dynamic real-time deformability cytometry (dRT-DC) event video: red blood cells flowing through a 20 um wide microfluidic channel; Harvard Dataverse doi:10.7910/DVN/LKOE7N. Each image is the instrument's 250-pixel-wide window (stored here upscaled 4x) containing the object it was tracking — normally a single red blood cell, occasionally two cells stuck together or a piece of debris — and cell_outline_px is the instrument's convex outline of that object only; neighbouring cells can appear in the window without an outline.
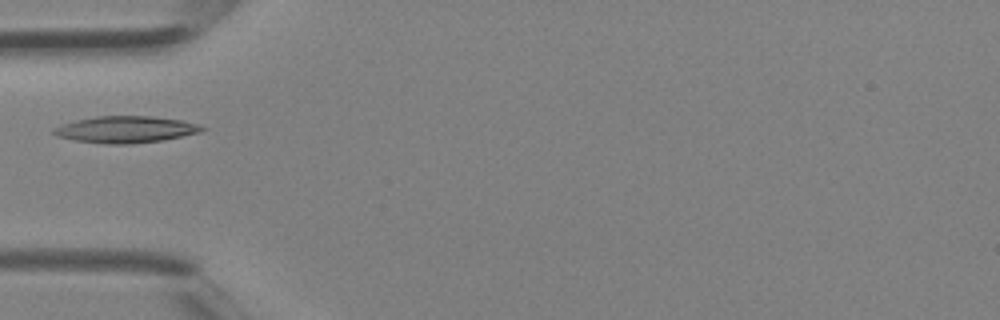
{"species": "Egyptian fruit bat (a non-hibernating species)", "species_latin": "Rousettus aegyptiacus", "temperature_condition": "room temperature", "stored_images_in_passage": 28, "camera_frame_rate_fps": 3000, "um_per_image_px": 0.085, "animal": {"sex": "female"}, "frame": {"image": 1, "passage_image": 1, "time_ms": 0.0, "image_size_px": [1000, 320], "cell_outline_px": [[204, 128], [200, 132], [160, 140], [128, 144], [104, 144], [76, 140], [56, 136], [52, 132], [52, 128], [76, 120], [96, 116], [152, 116], [180, 120], [200, 124]], "centroid_in_image_um": [10.64, 11.0], "position_along_channel_um": 74.4, "area_um2": 22.77}}
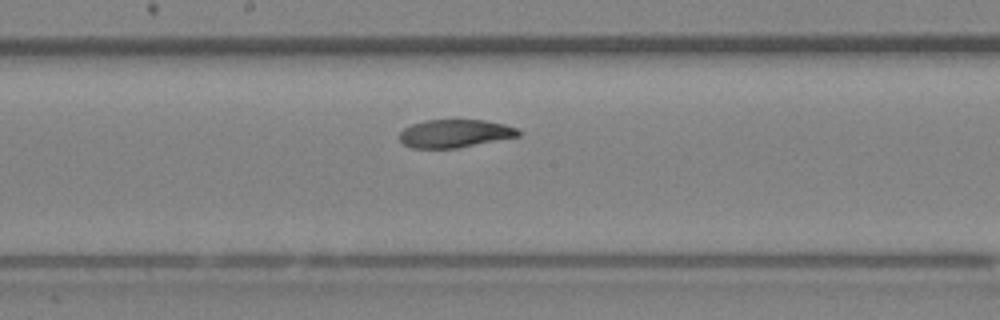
{"frame": {"image": 2, "passage_image": 9, "time_ms": 2.667, "image_size_px": [1000, 320], "cell_outline_px": [[520, 136], [456, 148], [412, 148], [404, 144], [400, 140], [400, 132], [404, 128], [412, 124], [424, 120], [484, 120], [504, 124], [520, 128]], "centroid_in_image_um": [38.68, 11.34], "position_along_channel_um": 209.5, "area_um2": 19.42}}
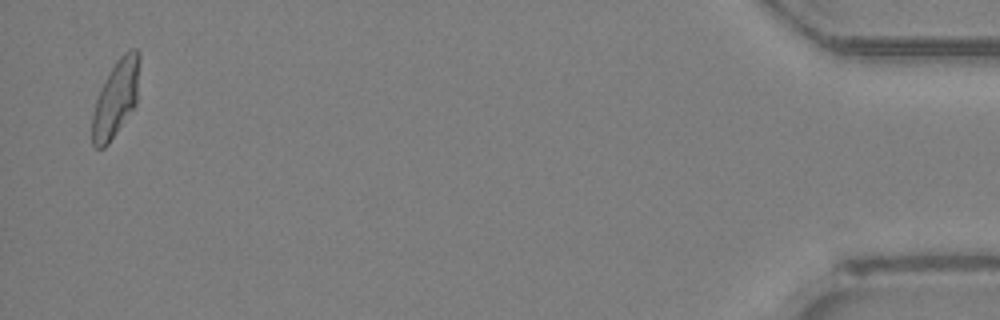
{"frame": {"image": 3, "passage_image": 27, "time_ms": 8.667, "image_size_px": [1000, 320], "cell_outline_px": [[140, 60], [136, 104], [108, 144], [104, 148], [96, 148], [92, 144], [92, 112], [100, 88], [108, 72], [116, 60], [128, 48], [136, 48], [140, 52]], "centroid_in_image_um": [9.85, 8.31], "position_along_channel_um": 425.4, "area_um2": 21.33}}